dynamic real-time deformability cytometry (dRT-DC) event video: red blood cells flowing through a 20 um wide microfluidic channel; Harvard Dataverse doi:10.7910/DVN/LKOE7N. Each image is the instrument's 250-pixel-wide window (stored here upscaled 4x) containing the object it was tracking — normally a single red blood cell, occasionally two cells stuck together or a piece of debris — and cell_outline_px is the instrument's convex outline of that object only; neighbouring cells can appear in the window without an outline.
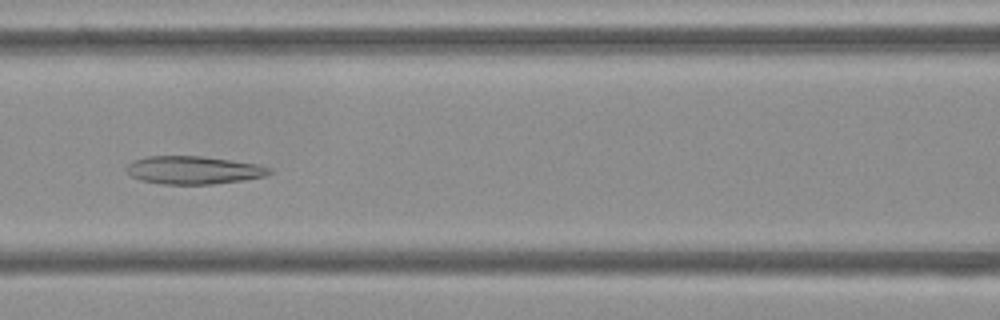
{"species": "Egyptian fruit bat (a non-hibernating species)", "species_latin": "Rousettus aegyptiacus", "temperature_condition": "cold", "stored_images_in_passage": 53, "camera_frame_rate_fps": 3000, "um_per_image_px": 0.085, "frame": {"image": 1, "passage_image": 23, "time_ms": 7.333, "image_size_px": [1000, 320], "cell_outline_px": [[272, 172], [264, 176], [244, 180], [212, 184], [164, 184], [140, 180], [132, 176], [124, 168], [132, 160], [148, 156], [204, 156], [232, 160], [256, 164], [272, 168]], "centroid_in_image_um": [16.44, 14.45], "position_along_channel_um": 150.2, "area_um2": 23.35}}
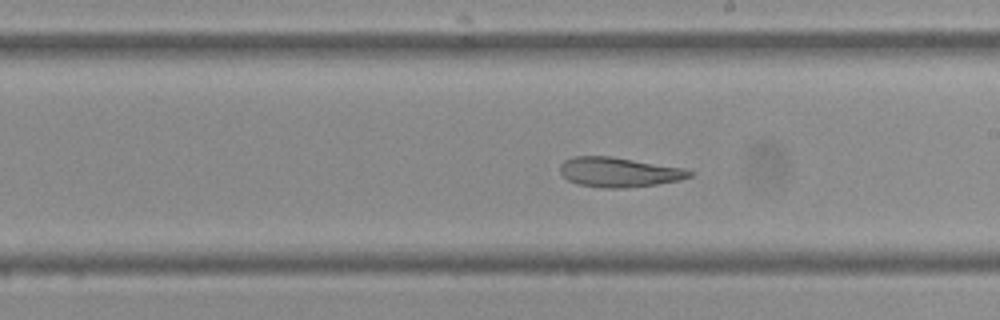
{"frame": {"image": 2, "passage_image": 30, "time_ms": 9.667, "image_size_px": [1000, 320], "cell_outline_px": [[692, 176], [680, 180], [656, 184], [624, 188], [600, 188], [576, 184], [568, 180], [560, 172], [560, 164], [564, 160], [572, 156], [612, 156], [684, 168], [692, 172]], "centroid_in_image_um": [52.58, 14.63], "position_along_channel_um": 236.4, "area_um2": 22.54}}
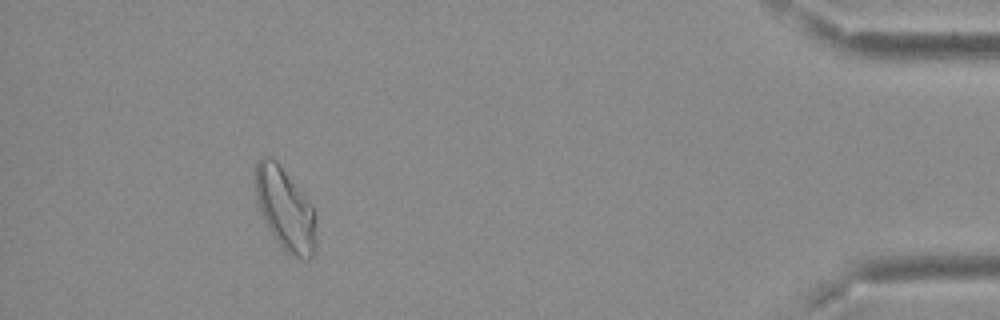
{"frame": {"image": 3, "passage_image": 49, "time_ms": 16.0, "image_size_px": [1000, 320], "cell_outline_px": [[316, 252], [312, 260], [308, 260], [292, 256], [280, 244], [264, 220], [260, 212], [256, 196], [256, 164], [260, 156], [268, 156], [276, 160], [312, 204], [316, 240]], "centroid_in_image_um": [24.26, 17.78], "position_along_channel_um": 410.9, "area_um2": 28.84}, "authors_computed_cell_mechanics": {"area_um2": 26.7036, "velocity_mm_per_s": 3.7078, "shape_relaxation_time_tau1_ms": null, "shape_relaxation_time_tau2_ms": 4.4499, "deformation_change_tau1": null, "deformation_change_tau2": 0.1365}}